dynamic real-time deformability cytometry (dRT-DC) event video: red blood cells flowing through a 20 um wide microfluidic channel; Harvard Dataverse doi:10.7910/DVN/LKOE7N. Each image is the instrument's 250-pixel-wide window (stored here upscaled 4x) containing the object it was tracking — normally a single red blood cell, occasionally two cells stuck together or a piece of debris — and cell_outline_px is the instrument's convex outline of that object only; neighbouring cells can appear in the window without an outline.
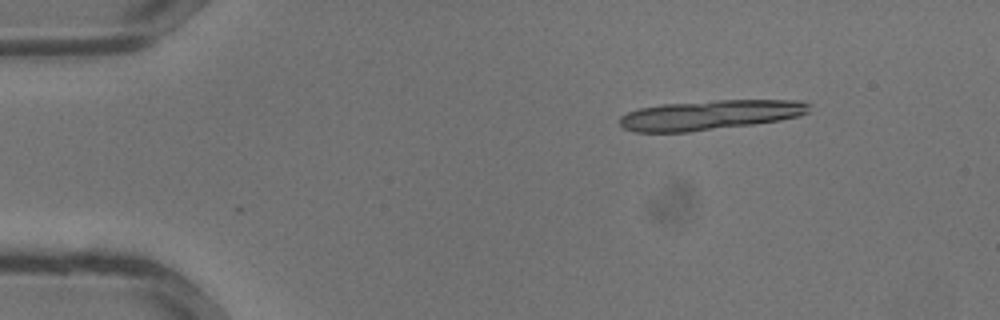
{"species": "common noctule bat (a hibernating species)", "species_latin": "Nyctalus noctula", "temperature_condition": "warm", "stored_images_in_passage": 2, "camera_frame_rate_fps": 3000, "um_per_image_px": 0.085, "animal": {"sex": "male", "body_mass_g": 13.3}, "frame": {"image": 1, "passage_image": 2, "time_ms": 0.333, "image_size_px": [1000, 320], "cell_outline_px": [[812, 104], [808, 112], [800, 116], [780, 120], [752, 124], [688, 132], [632, 132], [620, 128], [620, 116], [628, 112], [640, 108], [664, 104], [716, 100], [804, 100]], "centroid_in_image_um": [60.36, 9.77], "position_along_channel_um": 24.6, "area_um2": 33.0}}